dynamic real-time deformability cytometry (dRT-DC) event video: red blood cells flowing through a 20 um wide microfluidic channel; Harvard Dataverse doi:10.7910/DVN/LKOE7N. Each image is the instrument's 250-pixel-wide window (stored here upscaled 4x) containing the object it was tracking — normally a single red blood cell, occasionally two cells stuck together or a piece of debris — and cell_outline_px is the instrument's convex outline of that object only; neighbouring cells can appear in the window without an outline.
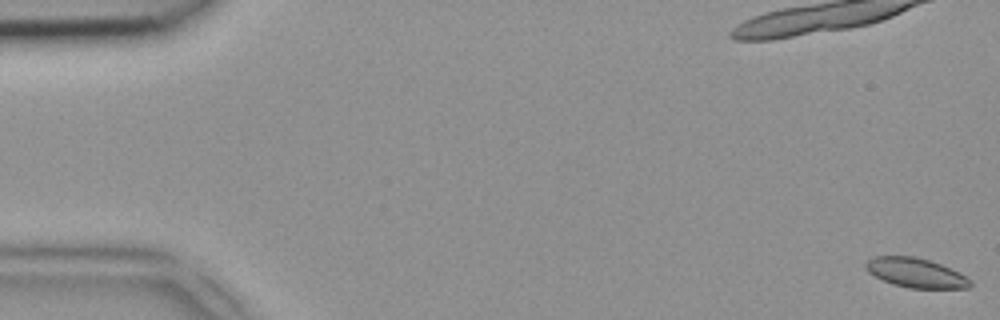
{"species": "common noctule bat (a hibernating species)", "species_latin": "Nyctalus noctula", "temperature_condition": "room temperature", "stored_images_in_passage": 50, "segment_of_instrument_passage": [1, 2], "camera_frame_rate_fps": 3000, "um_per_image_px": 0.085, "animal": {"sex": "female", "body_mass_g": 18.4}, "frame": {"image": 1, "passage_image": 1, "time_ms": 0.0, "image_size_px": [1000, 320], "cell_outline_px": [[972, 284], [968, 288], [908, 288], [892, 284], [868, 272], [864, 268], [864, 264], [872, 256], [916, 256], [940, 264], [960, 272], [972, 280]], "centroid_in_image_um": [77.84, 23.18], "position_along_channel_um": 7.2, "area_um2": 18.03}}
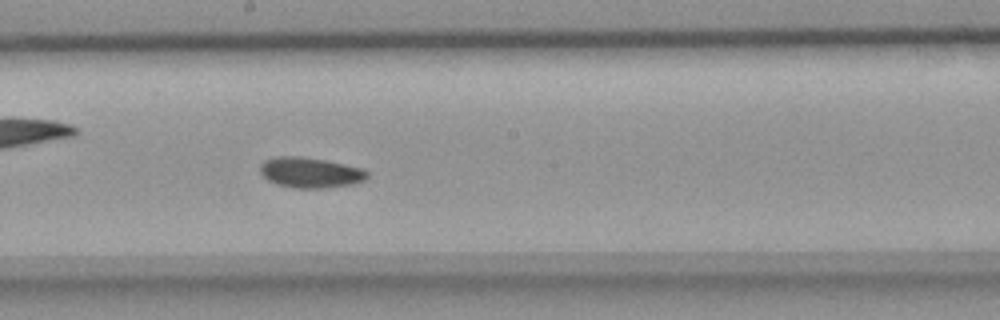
{"frame": {"image": 2, "passage_image": 27, "time_ms": 8.667, "image_size_px": [1000, 320], "cell_outline_px": [[368, 180], [352, 184], [324, 188], [292, 188], [276, 184], [268, 180], [260, 172], [260, 164], [264, 160], [276, 156], [300, 156], [324, 160], [364, 168], [368, 172]], "centroid_in_image_um": [26.39, 14.67], "position_along_channel_um": 221.8, "area_um2": 19.19}}
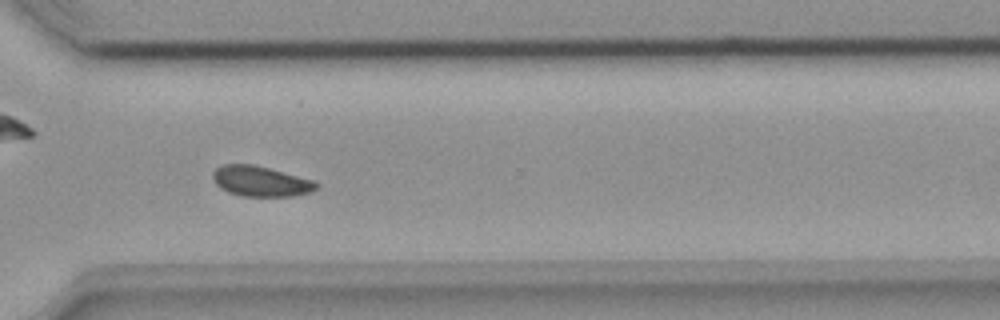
{"frame": {"image": 3, "passage_image": 36, "time_ms": 11.667, "image_size_px": [1000, 320], "cell_outline_px": [[320, 184], [312, 192], [292, 196], [244, 196], [228, 192], [220, 188], [212, 180], [212, 172], [216, 168], [224, 164], [252, 164], [268, 168], [312, 180]], "centroid_in_image_um": [22.12, 15.41], "position_along_channel_um": 348.5, "area_um2": 18.21}}